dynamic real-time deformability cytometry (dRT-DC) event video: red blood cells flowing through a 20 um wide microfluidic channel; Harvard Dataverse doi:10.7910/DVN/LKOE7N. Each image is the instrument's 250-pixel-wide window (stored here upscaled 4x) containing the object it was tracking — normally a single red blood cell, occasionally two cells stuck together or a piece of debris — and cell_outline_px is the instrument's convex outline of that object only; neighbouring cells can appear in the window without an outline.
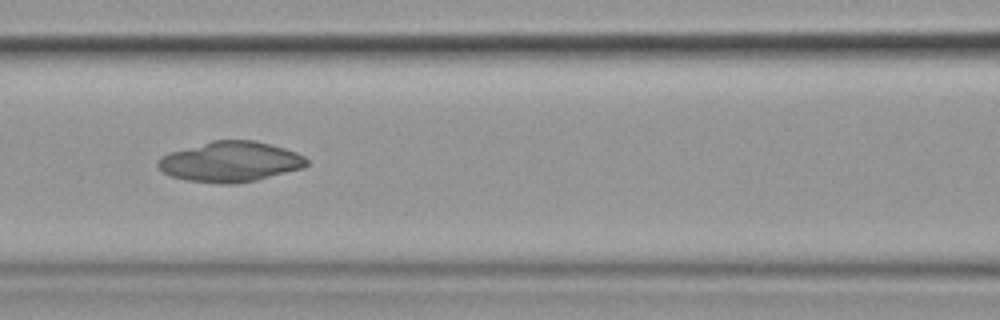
{"species": "common noctule bat (a hibernating species)", "species_latin": "Nyctalus noctula", "temperature_condition": "cold", "stored_images_in_passage": 9, "camera_frame_rate_fps": 3000, "um_per_image_px": 0.085, "animal": {"sex": "female", "body_mass_g": 19.9}, "frame": {"image": 1, "passage_image": 9, "time_ms": 9.333, "image_size_px": [1000, 320], "cell_outline_px": [[308, 164], [304, 168], [256, 180], [232, 184], [220, 184], [188, 180], [172, 176], [164, 172], [156, 164], [160, 156], [168, 152], [212, 140], [256, 140], [284, 148], [296, 152], [304, 156], [308, 160]], "centroid_in_image_um": [19.58, 13.74], "position_along_channel_um": 147.0, "area_um2": 35.03}}